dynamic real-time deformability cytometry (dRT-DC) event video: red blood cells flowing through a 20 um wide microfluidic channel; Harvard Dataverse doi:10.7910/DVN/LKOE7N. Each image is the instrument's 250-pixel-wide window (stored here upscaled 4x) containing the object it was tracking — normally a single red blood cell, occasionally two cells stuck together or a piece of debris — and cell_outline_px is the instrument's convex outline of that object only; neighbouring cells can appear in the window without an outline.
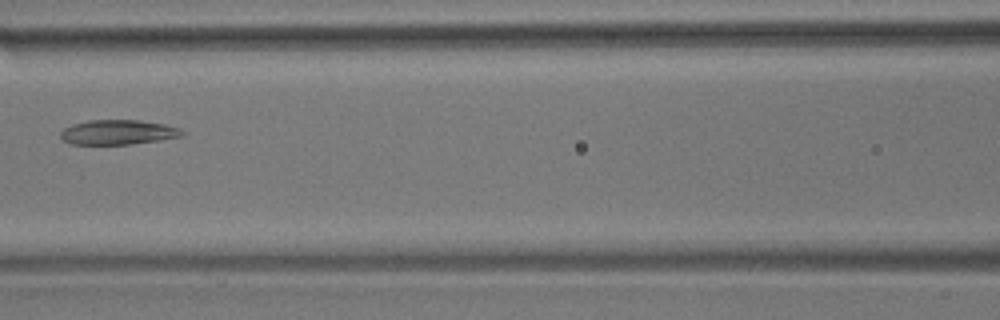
{"species": "common noctule bat (a hibernating species)", "species_latin": "Nyctalus noctula", "temperature_condition": "room temperature", "stored_images_in_passage": 7, "camera_frame_rate_fps": 3000, "um_per_image_px": 0.085, "animal": {"sex": "male", "body_mass_g": 17.9}, "frame": {"image": 1, "passage_image": 5, "time_ms": 4.667, "image_size_px": [1000, 320], "cell_outline_px": [[184, 136], [160, 140], [132, 144], [68, 144], [60, 136], [60, 132], [64, 128], [72, 124], [88, 120], [140, 120], [164, 124], [180, 128], [184, 132]], "centroid_in_image_um": [10.04, 11.24], "position_along_channel_um": 156.6, "area_um2": 17.63}}
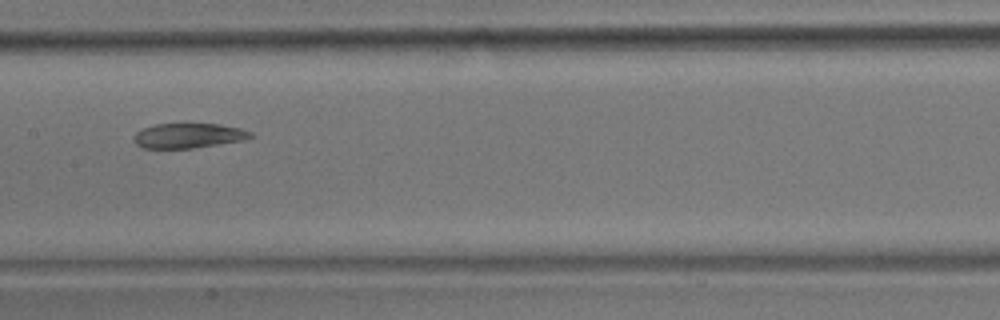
{"frame": {"image": 2, "passage_image": 6, "time_ms": 5.667, "image_size_px": [1000, 320], "cell_outline_px": [[252, 136], [244, 140], [192, 148], [140, 148], [132, 140], [132, 136], [136, 132], [144, 128], [156, 124], [220, 124], [240, 128], [252, 132]], "centroid_in_image_um": [15.97, 11.53], "position_along_channel_um": 191.4, "area_um2": 16.88}}